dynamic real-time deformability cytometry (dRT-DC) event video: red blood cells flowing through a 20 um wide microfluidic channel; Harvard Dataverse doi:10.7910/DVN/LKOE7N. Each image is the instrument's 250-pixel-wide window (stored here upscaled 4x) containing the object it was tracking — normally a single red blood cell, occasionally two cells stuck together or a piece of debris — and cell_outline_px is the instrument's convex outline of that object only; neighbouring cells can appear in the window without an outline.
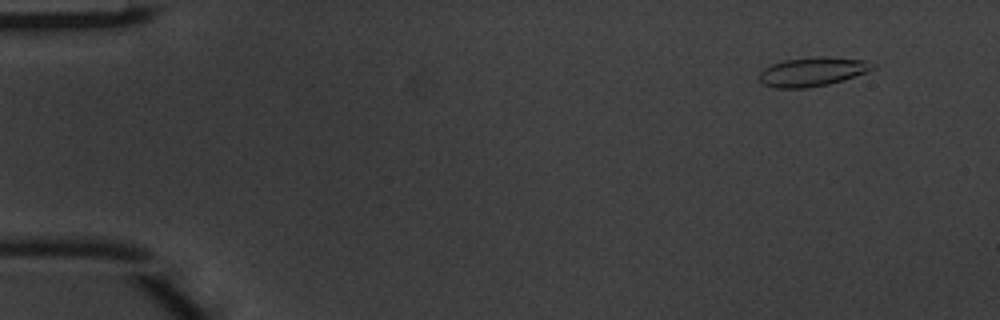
{"species": "common noctule bat (a hibernating species)", "species_latin": "Nyctalus noctula", "temperature_condition": "warm", "stored_images_in_passage": 5, "camera_frame_rate_fps": 3000, "um_per_image_px": 0.085, "animal": {"sex": "male", "body_mass_g": 20.1, "forearm_length_mm": 53.5}, "frame": {"image": 1, "passage_image": 2, "time_ms": 0.333, "image_size_px": [1000, 320], "cell_outline_px": [[876, 68], [868, 72], [844, 80], [828, 84], [804, 88], [776, 88], [764, 84], [760, 80], [760, 72], [764, 68], [772, 64], [784, 60], [820, 56], [824, 56], [864, 60], [876, 64]], "centroid_in_image_um": [69.11, 6.09], "position_along_channel_um": 15.9, "area_um2": 19.19}}